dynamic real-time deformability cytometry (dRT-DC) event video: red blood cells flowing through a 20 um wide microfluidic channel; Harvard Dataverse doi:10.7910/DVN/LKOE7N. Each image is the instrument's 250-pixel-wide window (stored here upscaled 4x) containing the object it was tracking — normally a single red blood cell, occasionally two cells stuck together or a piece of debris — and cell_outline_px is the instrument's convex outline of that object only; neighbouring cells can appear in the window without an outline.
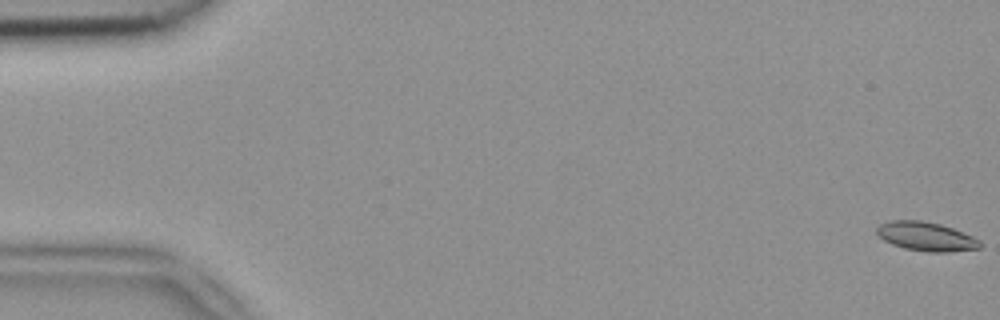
{"species": "common noctule bat (a hibernating species)", "species_latin": "Nyctalus noctula", "temperature_condition": "room temperature", "stored_images_in_passage": 52, "camera_frame_rate_fps": 3000, "um_per_image_px": 0.085, "animal": {"sex": "female", "body_mass_g": 18.4}, "frame": {"image": 1, "passage_image": 1, "time_ms": 0.0, "image_size_px": [1000, 320], "cell_outline_px": [[980, 248], [948, 252], [928, 252], [904, 248], [892, 244], [884, 240], [876, 232], [876, 228], [880, 224], [888, 220], [920, 220], [940, 224], [952, 228], [972, 236], [980, 240]], "centroid_in_image_um": [78.69, 20.09], "position_along_channel_um": 6.3, "area_um2": 17.34}}
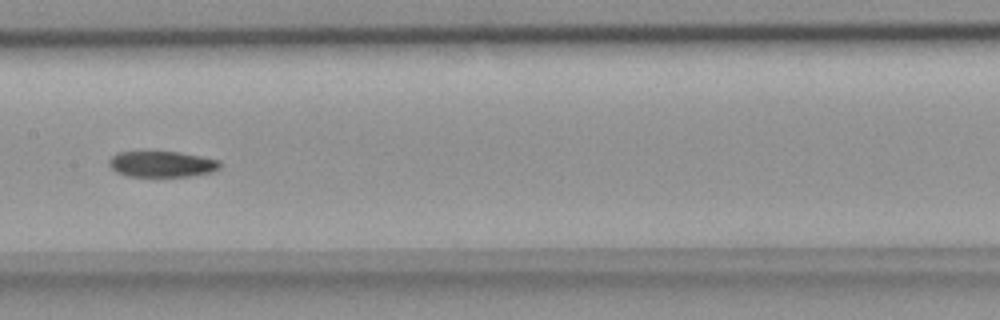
{"frame": {"image": 2, "passage_image": 27, "time_ms": 8.667, "image_size_px": [1000, 320], "cell_outline_px": [[220, 168], [212, 172], [188, 176], [128, 176], [116, 172], [108, 164], [108, 160], [112, 156], [120, 152], [180, 152], [220, 160]], "centroid_in_image_um": [13.76, 13.95], "position_along_channel_um": 193.6, "area_um2": 16.65}}
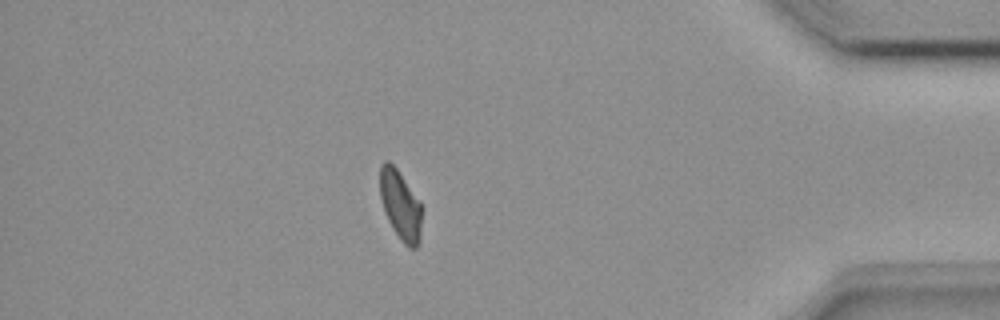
{"frame": {"image": 3, "passage_image": 46, "time_ms": 15.0, "image_size_px": [1000, 320], "cell_outline_px": [[424, 208], [420, 240], [416, 248], [408, 248], [400, 240], [392, 228], [384, 212], [380, 196], [380, 164], [384, 160], [388, 160], [396, 168]], "centroid_in_image_um": [34.06, 17.48], "position_along_channel_um": 401.1, "area_um2": 17.28}, "authors_computed_cell_mechanics": {"area_um2": 17.4845, "velocity_mm_per_s": 3.918, "shape_relaxation_time_tau1_ms": null, "shape_relaxation_time_tau2_ms": 5.27, "deformation_change_tau1": null, "deformation_change_tau2": 0.078}}